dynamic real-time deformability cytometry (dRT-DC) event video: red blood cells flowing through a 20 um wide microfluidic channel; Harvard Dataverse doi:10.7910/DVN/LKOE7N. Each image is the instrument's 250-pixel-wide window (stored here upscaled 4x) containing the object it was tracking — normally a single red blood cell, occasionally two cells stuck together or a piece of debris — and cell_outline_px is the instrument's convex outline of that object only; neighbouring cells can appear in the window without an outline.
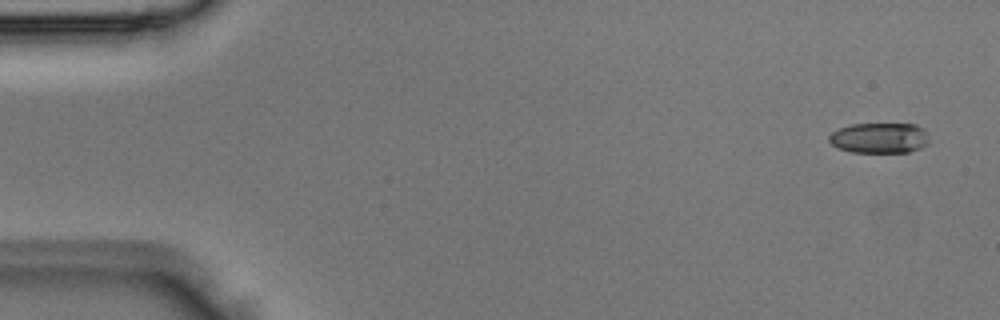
{"species": "Egyptian fruit bat (a non-hibernating species)", "species_latin": "Rousettus aegyptiacus", "temperature_condition": "room temperature", "stored_images_in_passage": 4, "camera_frame_rate_fps": 3000, "um_per_image_px": 0.085, "animal": {"sex": "male"}, "frame": {"image": 1, "passage_image": 1, "time_ms": 0.0, "image_size_px": [1000, 320], "cell_outline_px": [[928, 144], [920, 148], [908, 152], [852, 152], [840, 148], [832, 144], [828, 140], [828, 136], [832, 132], [848, 124], [916, 124], [924, 128], [928, 132]], "centroid_in_image_um": [74.78, 11.71], "position_along_channel_um": 10.2, "area_um2": 17.86}}